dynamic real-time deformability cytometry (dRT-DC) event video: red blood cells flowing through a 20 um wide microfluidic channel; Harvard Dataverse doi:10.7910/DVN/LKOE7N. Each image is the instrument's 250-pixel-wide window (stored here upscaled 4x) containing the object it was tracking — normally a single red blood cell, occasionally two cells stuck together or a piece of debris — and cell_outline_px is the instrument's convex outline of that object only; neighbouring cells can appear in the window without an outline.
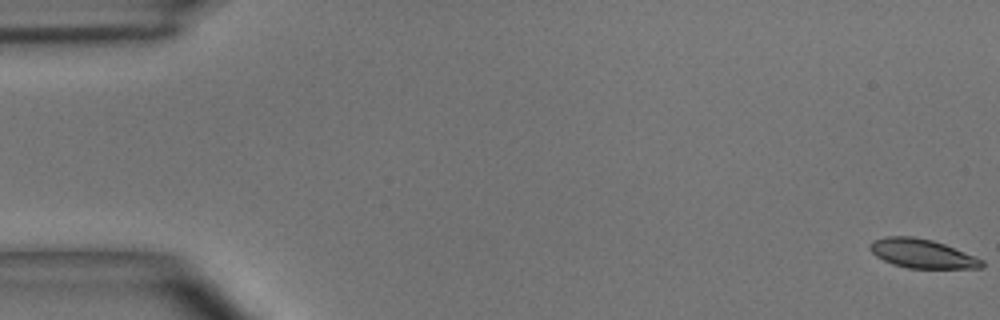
{"species": "common noctule bat (a hibernating species)", "species_latin": "Nyctalus noctula", "temperature_condition": "room temperature", "stored_images_in_passage": 6, "camera_frame_rate_fps": 3000, "um_per_image_px": 0.085, "animal": {"sex": "male", "body_mass_g": 15.6}, "frame": {"image": 1, "passage_image": 1, "time_ms": 0.0, "image_size_px": [1000, 320], "cell_outline_px": [[984, 268], [908, 268], [892, 264], [876, 256], [868, 248], [868, 244], [872, 240], [884, 236], [912, 236], [932, 240], [944, 244], [984, 260]], "centroid_in_image_um": [78.34, 21.55], "position_along_channel_um": 6.7, "area_um2": 18.96}}
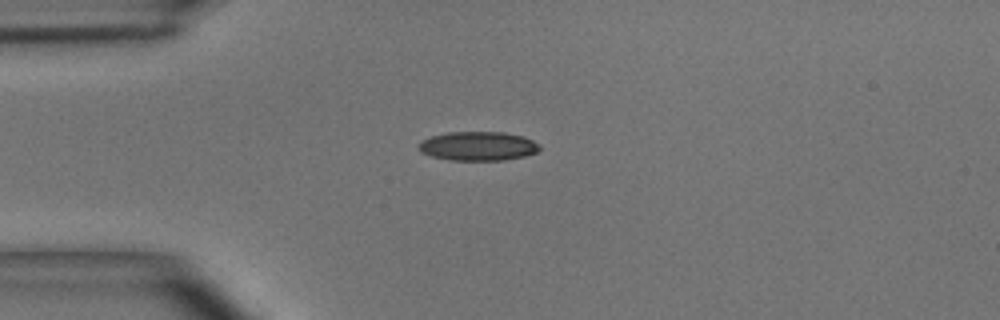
{"frame": {"image": 2, "passage_image": 6, "time_ms": 1.667, "image_size_px": [1000, 320], "cell_outline_px": [[540, 148], [536, 152], [524, 156], [504, 160], [448, 160], [432, 156], [420, 152], [416, 144], [420, 140], [432, 136], [448, 132], [504, 132], [524, 136], [540, 144]], "centroid_in_image_um": [40.6, 12.41], "position_along_channel_um": 44.4, "area_um2": 20.63}}